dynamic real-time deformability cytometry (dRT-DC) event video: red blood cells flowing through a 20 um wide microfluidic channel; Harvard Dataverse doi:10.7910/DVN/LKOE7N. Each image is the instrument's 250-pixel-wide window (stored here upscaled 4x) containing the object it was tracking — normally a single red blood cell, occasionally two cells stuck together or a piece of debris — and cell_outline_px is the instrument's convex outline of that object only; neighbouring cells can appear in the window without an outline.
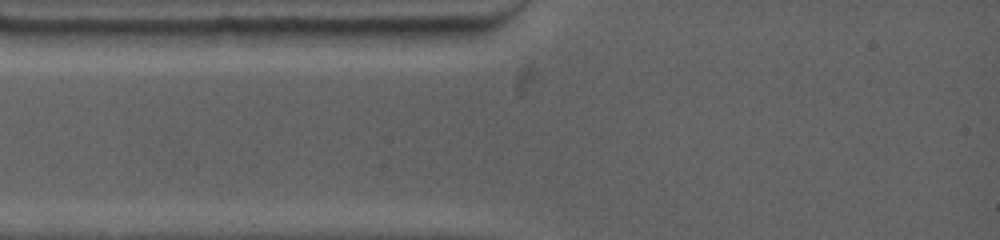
{"species": "common noctule bat (a hibernating species)", "species_latin": "Nyctalus noctula", "temperature_condition": "warm", "stored_images_in_passage": 2, "segment_of_instrument_passage": [1, 2], "camera_frame_rate_fps": 4500, "um_per_image_px": 0.085, "animal": {"sex": "female", "body_mass_g": 19.0, "forearm_length_mm": 53.3}, "frame": {"image": 1, "passage_image": 1, "time_ms": 0.0, "image_size_px": [1000, 240], "cell_outline_px": [[192, 32], [168, 48], [52, 48], [36, 32], [56, 28], [164, 28]], "centroid_in_image_um": [9.53, 3.21], "position_along_channel_um": 75.5, "area_um2": 19.54}}